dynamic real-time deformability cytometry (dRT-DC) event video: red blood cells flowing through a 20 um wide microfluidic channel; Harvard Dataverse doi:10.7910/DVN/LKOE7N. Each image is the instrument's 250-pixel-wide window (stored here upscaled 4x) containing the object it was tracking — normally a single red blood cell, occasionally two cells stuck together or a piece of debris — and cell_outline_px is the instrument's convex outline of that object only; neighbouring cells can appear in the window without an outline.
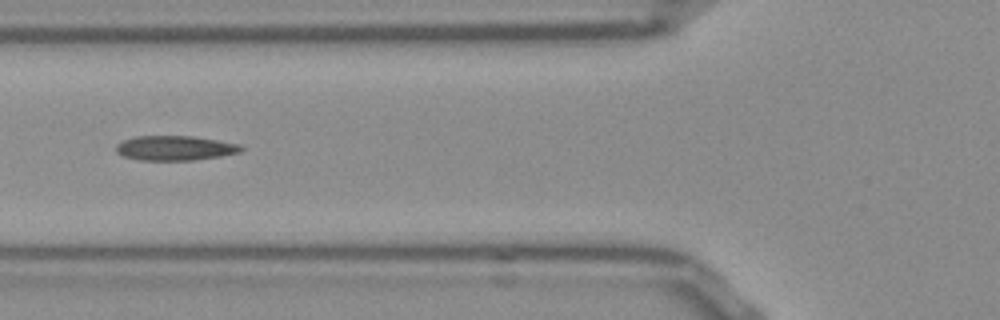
{"species": "Egyptian fruit bat (a non-hibernating species)", "species_latin": "Rousettus aegyptiacus", "temperature_condition": "room temperature", "stored_images_in_passage": 35, "camera_frame_rate_fps": 3000, "um_per_image_px": 0.085, "frame": {"image": 1, "passage_image": 6, "time_ms": 1.667, "image_size_px": [1000, 320], "cell_outline_px": [[244, 148], [240, 152], [220, 156], [192, 160], [140, 160], [124, 156], [116, 152], [116, 144], [124, 140], [136, 136], [192, 136], [240, 144]], "centroid_in_image_um": [14.87, 12.58], "position_along_channel_um": 110.9, "area_um2": 17.86}, "authors_computed_cell_mechanics": {"area_um2": 17.8024, "velocity_mm_per_s": 3.8682, "shape_relaxation_time_tau1_ms": null, "shape_relaxation_time_tau2_ms": 4.0139, "deformation_change_tau1": null, "deformation_change_tau2": 0.145}}